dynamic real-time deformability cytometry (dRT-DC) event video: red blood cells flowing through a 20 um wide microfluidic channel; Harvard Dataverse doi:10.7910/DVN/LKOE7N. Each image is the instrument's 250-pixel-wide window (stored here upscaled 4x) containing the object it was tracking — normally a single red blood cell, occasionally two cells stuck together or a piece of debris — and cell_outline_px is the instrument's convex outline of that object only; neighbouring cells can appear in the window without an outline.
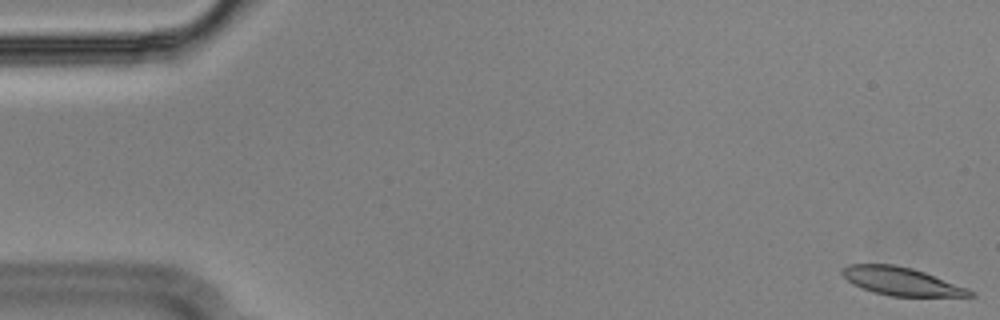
{"species": "Egyptian fruit bat (a non-hibernating species)", "species_latin": "Rousettus aegyptiacus", "temperature_condition": "cold", "stored_images_in_passage": 56, "camera_frame_rate_fps": 3000, "um_per_image_px": 0.085, "animal": {"sex": "male"}, "frame": {"image": 1, "passage_image": 1, "time_ms": 0.0, "image_size_px": [1000, 320], "cell_outline_px": [[976, 296], [888, 296], [872, 292], [852, 284], [840, 272], [840, 268], [848, 264], [892, 264], [912, 268], [924, 272], [968, 288]], "centroid_in_image_um": [76.56, 23.9], "position_along_channel_um": 8.4, "area_um2": 20.87}}
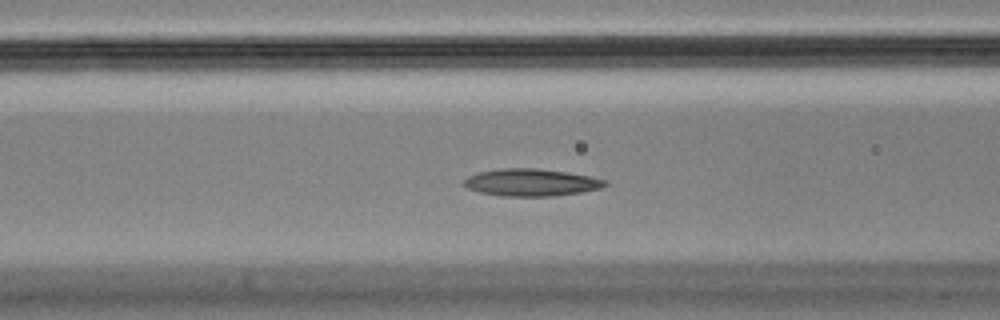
{"frame": {"image": 2, "passage_image": 22, "time_ms": 7.0, "image_size_px": [1000, 320], "cell_outline_px": [[608, 184], [600, 188], [580, 192], [556, 196], [500, 196], [480, 192], [468, 188], [464, 184], [464, 180], [468, 176], [476, 172], [504, 168], [536, 168], [568, 172], [608, 180]], "centroid_in_image_um": [45.15, 15.5], "position_along_channel_um": 121.4, "area_um2": 22.43}}
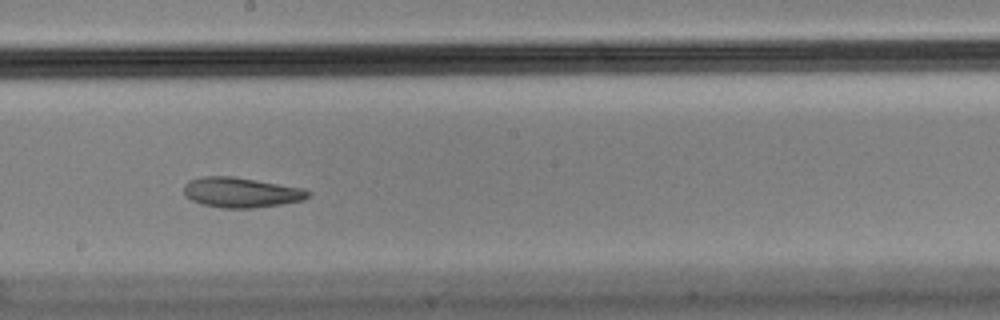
{"frame": {"image": 3, "passage_image": 31, "time_ms": 10.0, "image_size_px": [1000, 320], "cell_outline_px": [[312, 196], [304, 200], [280, 204], [252, 208], [224, 208], [200, 204], [192, 200], [184, 192], [184, 184], [188, 180], [204, 176], [232, 176], [304, 188], [312, 192]], "centroid_in_image_um": [20.53, 16.35], "position_along_channel_um": 227.7, "area_um2": 21.85}, "authors_computed_cell_mechanics": {"area_um2": 22.4264, "velocity_mm_per_s": 3.5416, "shape_relaxation_time_tau1_ms": null, "shape_relaxation_time_tau2_ms": 3.9618, "deformation_change_tau1": null, "deformation_change_tau2": 0.0913}}